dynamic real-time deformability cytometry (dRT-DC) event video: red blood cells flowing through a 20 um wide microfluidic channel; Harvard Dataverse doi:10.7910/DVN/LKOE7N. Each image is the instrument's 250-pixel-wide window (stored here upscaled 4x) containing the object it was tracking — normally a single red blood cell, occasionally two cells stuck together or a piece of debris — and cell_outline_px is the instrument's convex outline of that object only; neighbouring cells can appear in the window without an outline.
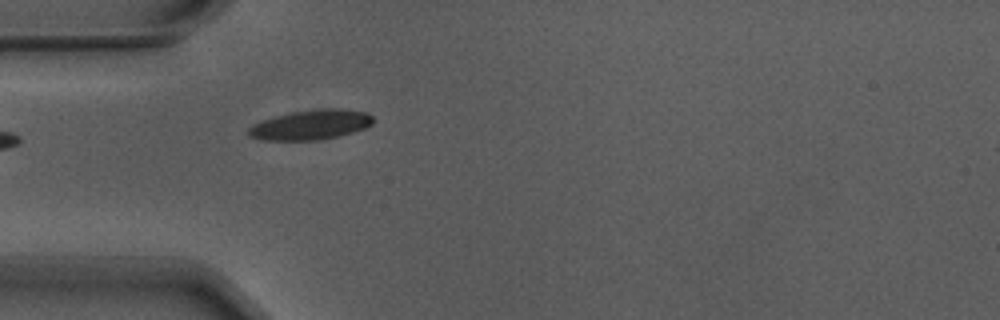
{"species": "Egyptian fruit bat (a non-hibernating species)", "species_latin": "Rousettus aegyptiacus", "temperature_condition": "warm", "stored_images_in_passage": 22, "camera_frame_rate_fps": 3000, "um_per_image_px": 0.085, "animal": {"sex": "male"}, "frame": {"image": 1, "passage_image": 1, "time_ms": 0.0, "image_size_px": [1000, 320], "cell_outline_px": [[376, 120], [372, 124], [364, 128], [340, 136], [316, 140], [260, 140], [252, 136], [248, 132], [248, 128], [252, 124], [276, 116], [292, 112], [316, 108], [344, 108], [368, 112]], "centroid_in_image_um": [26.48, 10.59], "position_along_channel_um": 58.5, "area_um2": 21.79}}
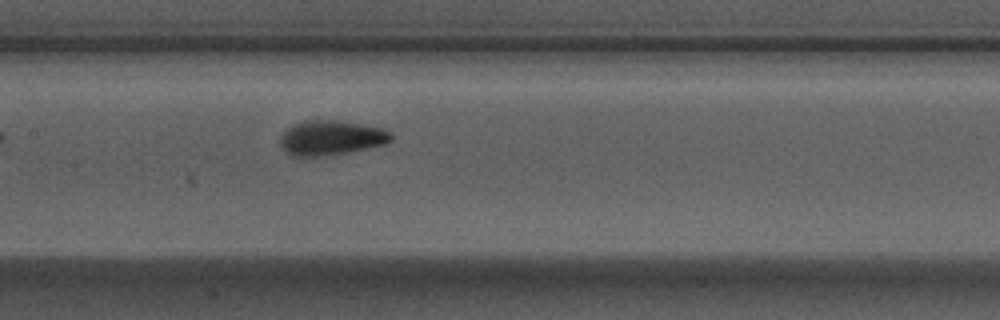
{"frame": {"image": 2, "passage_image": 11, "time_ms": 3.333, "image_size_px": [1000, 320], "cell_outline_px": [[392, 140], [384, 144], [352, 152], [320, 156], [292, 156], [280, 144], [280, 136], [292, 124], [304, 120], [332, 120], [384, 128], [392, 132]], "centroid_in_image_um": [28.15, 11.71], "position_along_channel_um": 179.2, "area_um2": 22.37}}
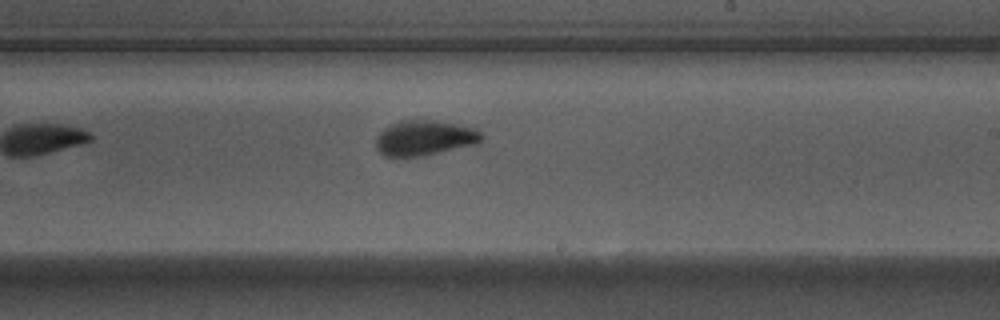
{"frame": {"image": 3, "passage_image": 17, "time_ms": 5.333, "image_size_px": [1000, 320], "cell_outline_px": [[484, 140], [480, 144], [420, 156], [384, 156], [376, 148], [376, 140], [380, 132], [384, 128], [400, 120], [432, 120], [476, 128], [484, 136]], "centroid_in_image_um": [36.14, 11.72], "position_along_channel_um": 252.9, "area_um2": 21.68}}